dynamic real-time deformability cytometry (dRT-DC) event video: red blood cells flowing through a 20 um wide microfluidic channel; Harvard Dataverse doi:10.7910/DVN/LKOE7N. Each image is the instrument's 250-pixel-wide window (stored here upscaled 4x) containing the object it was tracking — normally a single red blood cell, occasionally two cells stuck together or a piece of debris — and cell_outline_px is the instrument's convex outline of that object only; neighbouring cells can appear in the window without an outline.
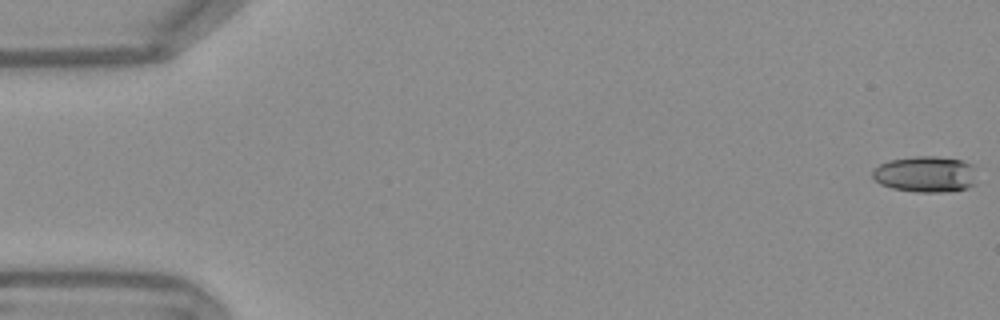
{"species": "Egyptian fruit bat (a non-hibernating species)", "species_latin": "Rousettus aegyptiacus", "temperature_condition": "warm", "stored_images_in_passage": 51, "camera_frame_rate_fps": 3000, "um_per_image_px": 0.085, "frame": {"image": 1, "passage_image": 1, "time_ms": 0.0, "image_size_px": [1000, 320], "cell_outline_px": [[976, 184], [968, 188], [948, 192], [916, 192], [892, 188], [880, 184], [872, 176], [872, 172], [880, 164], [888, 160], [912, 156], [936, 156], [960, 160], [976, 164]], "centroid_in_image_um": [78.73, 14.8], "position_along_channel_um": 6.3, "area_um2": 22.43}}
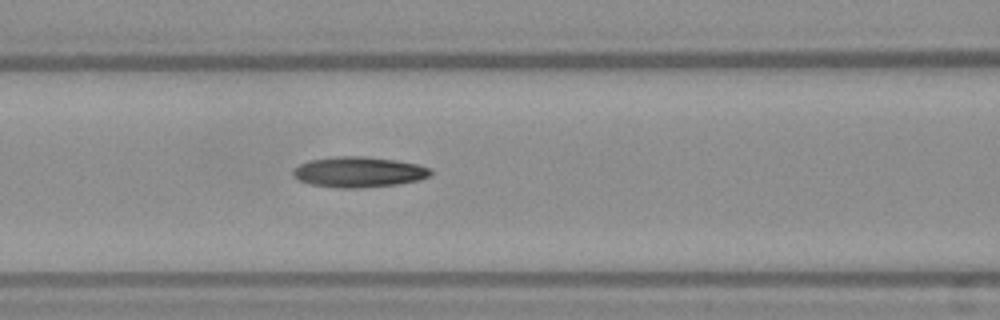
{"frame": {"image": 2, "passage_image": 23, "time_ms": 7.333, "image_size_px": [1000, 320], "cell_outline_px": [[432, 176], [420, 180], [396, 184], [360, 188], [336, 188], [312, 184], [296, 180], [292, 176], [292, 172], [300, 164], [308, 160], [336, 156], [360, 156], [392, 160], [416, 164], [428, 168], [432, 172]], "centroid_in_image_um": [30.45, 14.63], "position_along_channel_um": 136.1, "area_um2": 24.39}}
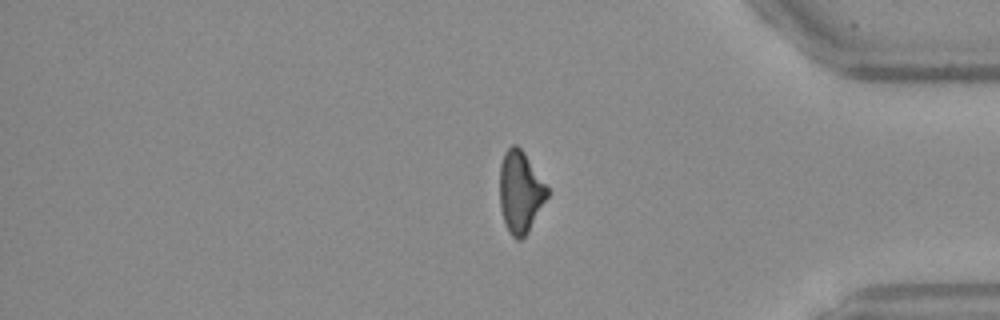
{"frame": {"image": 3, "passage_image": 45, "time_ms": 14.667, "image_size_px": [1000, 320], "cell_outline_px": [[548, 196], [528, 232], [520, 240], [516, 240], [508, 232], [500, 208], [500, 164], [504, 152], [512, 144], [516, 144], [524, 152], [548, 188]], "centroid_in_image_um": [44.21, 16.31], "position_along_channel_um": 391.0, "area_um2": 22.54}}